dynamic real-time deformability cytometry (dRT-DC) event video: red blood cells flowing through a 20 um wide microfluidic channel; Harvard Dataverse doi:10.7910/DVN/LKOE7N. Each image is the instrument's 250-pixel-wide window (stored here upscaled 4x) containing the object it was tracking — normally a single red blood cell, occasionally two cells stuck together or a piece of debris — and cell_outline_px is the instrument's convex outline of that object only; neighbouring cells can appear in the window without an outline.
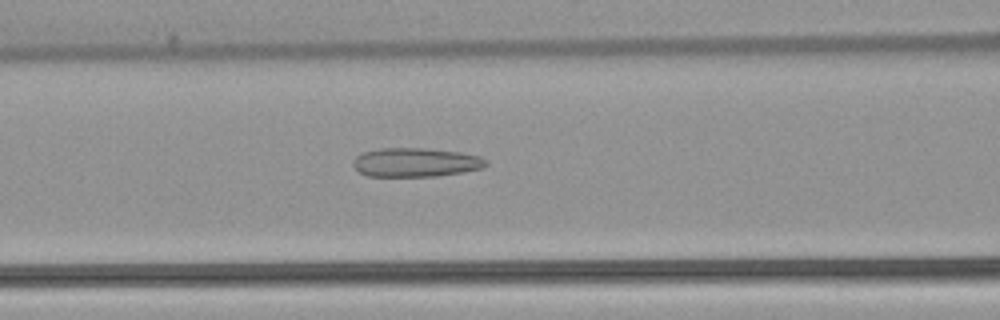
{"species": "common noctule bat (a hibernating species)", "species_latin": "Nyctalus noctula", "temperature_condition": "warm", "stored_images_in_passage": 53, "camera_frame_rate_fps": 3000, "um_per_image_px": 0.085, "animal": {"sex": "female", "body_mass_g": 22.7, "forearm_length_mm": 54.2}, "frame": {"image": 1, "passage_image": 22, "time_ms": 7.0, "image_size_px": [1000, 320], "cell_outline_px": [[488, 164], [484, 168], [464, 172], [436, 176], [368, 176], [360, 172], [352, 164], [352, 160], [356, 156], [364, 152], [380, 148], [424, 148], [460, 152], [480, 156], [488, 160]], "centroid_in_image_um": [35.37, 13.8], "position_along_channel_um": 131.2, "area_um2": 22.54}}
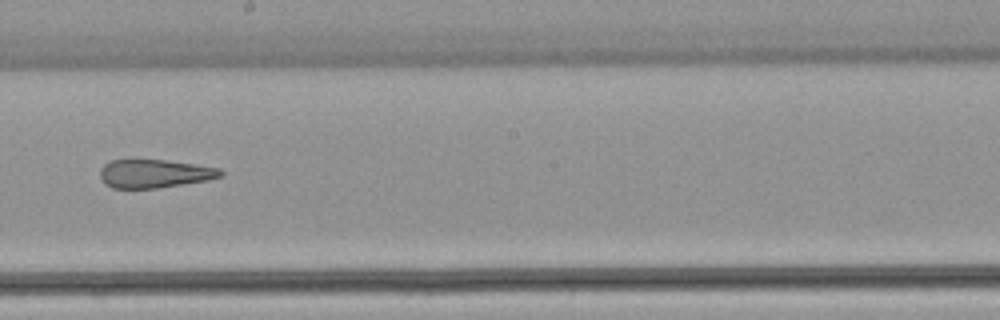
{"frame": {"image": 2, "passage_image": 30, "time_ms": 9.667, "image_size_px": [1000, 320], "cell_outline_px": [[224, 176], [208, 180], [160, 188], [112, 188], [104, 184], [100, 176], [100, 168], [104, 164], [112, 160], [168, 160], [196, 164], [220, 168], [224, 172]], "centroid_in_image_um": [13.16, 14.76], "position_along_channel_um": 235.0, "area_um2": 20.17}}
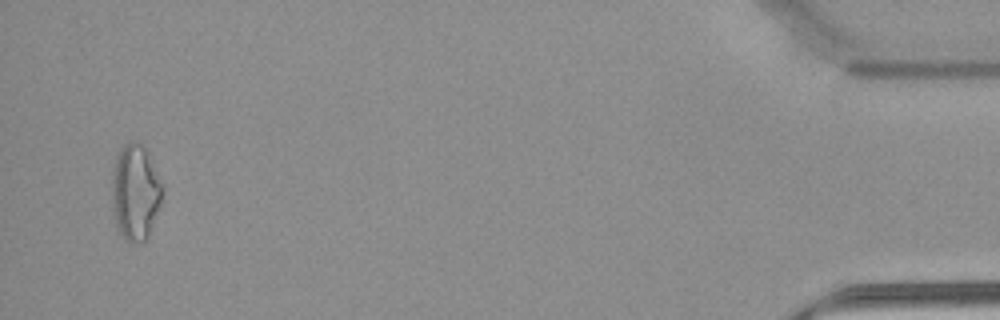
{"frame": {"image": 3, "passage_image": 51, "time_ms": 16.667, "image_size_px": [1000, 320], "cell_outline_px": [[164, 188], [160, 204], [148, 236], [144, 240], [128, 244], [124, 240], [116, 228], [112, 208], [112, 180], [116, 156], [120, 148], [124, 144], [132, 140], [136, 140], [144, 148]], "centroid_in_image_um": [11.47, 16.38], "position_along_channel_um": 423.7, "area_um2": 28.09}, "authors_computed_cell_mechanics": {"area_um2": 24.565, "velocity_mm_per_s": 3.9043, "shape_relaxation_time_tau1_ms": null, "shape_relaxation_time_tau2_ms": 2.727, "deformation_change_tau1": null, "deformation_change_tau2": 0.1484}}